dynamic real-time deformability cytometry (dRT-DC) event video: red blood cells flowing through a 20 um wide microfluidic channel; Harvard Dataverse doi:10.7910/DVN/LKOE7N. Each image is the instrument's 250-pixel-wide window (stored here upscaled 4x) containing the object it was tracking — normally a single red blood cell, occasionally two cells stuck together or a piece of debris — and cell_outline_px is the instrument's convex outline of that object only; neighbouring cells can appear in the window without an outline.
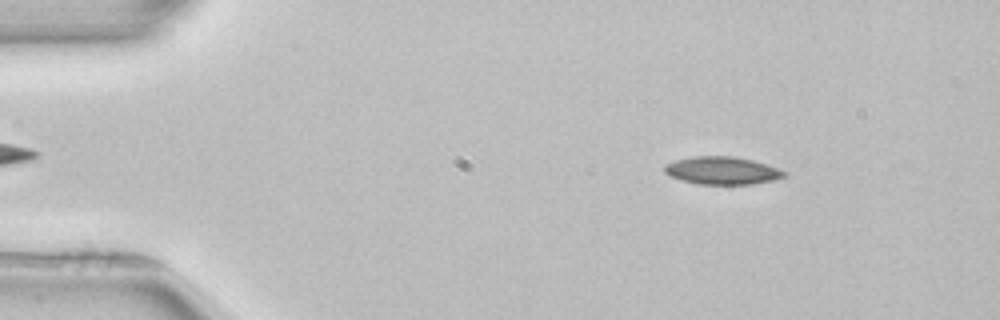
{"species": "common noctule bat (a hibernating species)", "species_latin": "Nyctalus noctula", "temperature_condition": "room temperature", "stored_images_in_passage": 51, "camera_frame_rate_fps": 3000, "um_per_image_px": 0.085, "animal": {"sex": "female", "body_mass_g": 22.7, "forearm_length_mm": 54.2}, "frame": {"image": 1, "passage_image": 7, "time_ms": 2.0, "image_size_px": [1000, 320], "cell_outline_px": [[788, 172], [784, 176], [772, 180], [752, 184], [700, 184], [680, 180], [664, 172], [664, 164], [676, 160], [692, 156], [732, 156], [752, 160]], "centroid_in_image_um": [61.34, 14.49], "position_along_channel_um": 23.7, "area_um2": 19.13}}
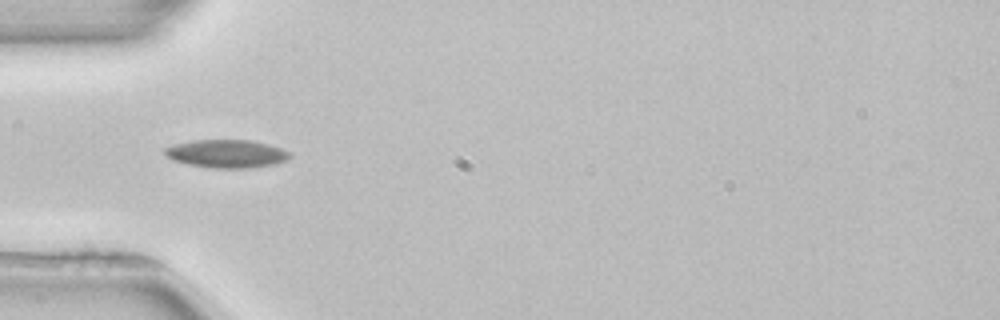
{"frame": {"image": 2, "passage_image": 16, "time_ms": 5.0, "image_size_px": [1000, 320], "cell_outline_px": [[292, 156], [288, 160], [276, 164], [248, 168], [212, 168], [188, 164], [172, 160], [164, 156], [164, 148], [176, 144], [196, 140], [248, 140], [268, 144], [280, 148], [288, 152]], "centroid_in_image_um": [19.25, 13.07], "position_along_channel_um": 65.7, "area_um2": 20.46}}
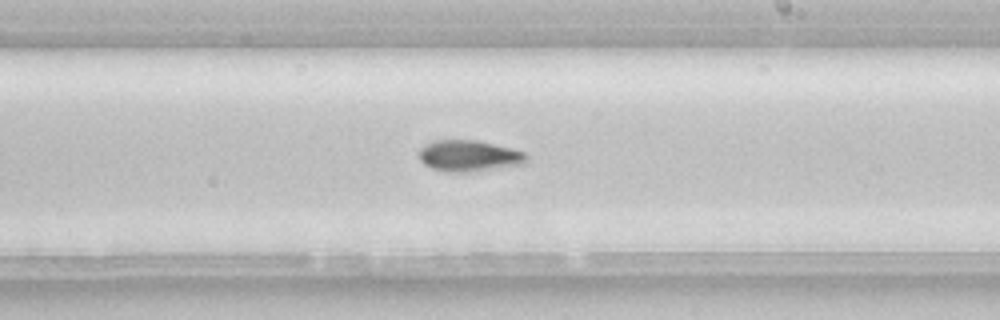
{"frame": {"image": 3, "passage_image": 30, "time_ms": 9.667, "image_size_px": [1000, 320], "cell_outline_px": [[528, 160], [524, 164], [468, 172], [448, 172], [432, 168], [424, 164], [420, 160], [416, 152], [424, 144], [436, 140], [476, 140], [512, 148], [524, 152], [528, 156]], "centroid_in_image_um": [39.84, 13.24], "position_along_channel_um": 249.2, "area_um2": 19.71}}